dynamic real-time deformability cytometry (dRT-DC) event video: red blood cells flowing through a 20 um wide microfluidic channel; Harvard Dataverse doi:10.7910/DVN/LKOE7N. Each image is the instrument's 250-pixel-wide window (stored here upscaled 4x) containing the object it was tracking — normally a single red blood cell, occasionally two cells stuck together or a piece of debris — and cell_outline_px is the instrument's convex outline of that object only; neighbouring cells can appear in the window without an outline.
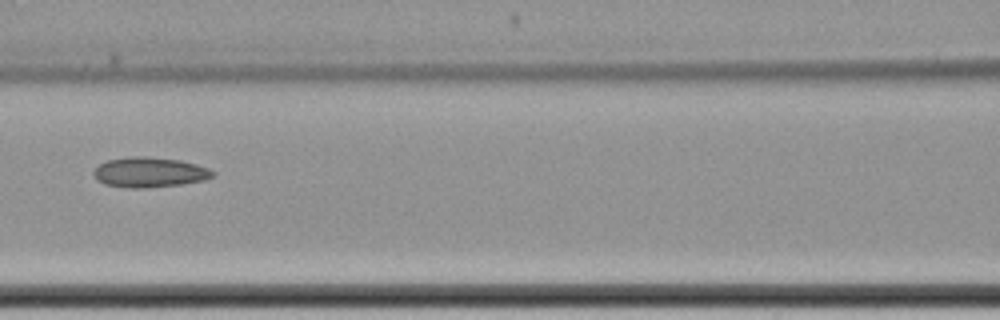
{"species": "common noctule bat (a hibernating species)", "species_latin": "Nyctalus noctula", "temperature_condition": "cold", "stored_images_in_passage": 9, "camera_frame_rate_fps": 3000, "um_per_image_px": 0.085, "animal": {"sex": "female", "body_mass_g": 22.7, "forearm_length_mm": 54.2}, "frame": {"image": 1, "passage_image": 6, "time_ms": 6.333, "image_size_px": [1000, 320], "cell_outline_px": [[216, 176], [204, 180], [180, 184], [144, 188], [128, 188], [104, 184], [96, 180], [92, 172], [100, 164], [108, 160], [132, 156], [144, 156], [180, 160], [196, 164], [208, 168], [216, 172]], "centroid_in_image_um": [12.72, 14.65], "position_along_channel_um": 153.9, "area_um2": 20.92}}
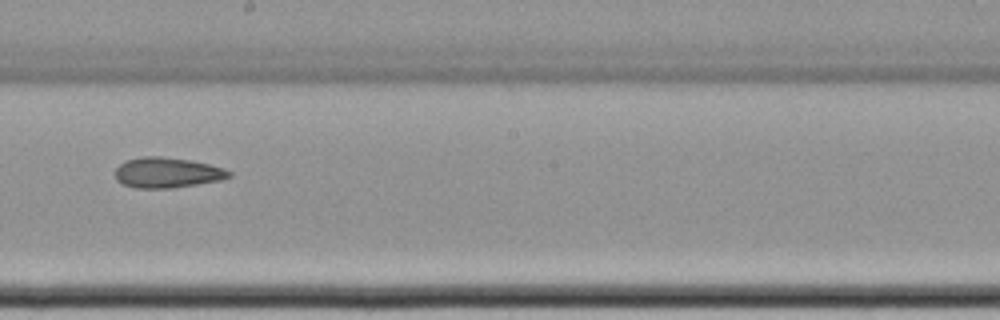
{"frame": {"image": 2, "passage_image": 8, "time_ms": 8.667, "image_size_px": [1000, 320], "cell_outline_px": [[232, 176], [220, 180], [172, 188], [136, 188], [124, 184], [116, 180], [116, 168], [120, 164], [128, 160], [144, 156], [160, 156], [192, 160], [224, 168], [232, 172]], "centroid_in_image_um": [14.23, 14.67], "position_along_channel_um": 234.0, "area_um2": 20.06}}
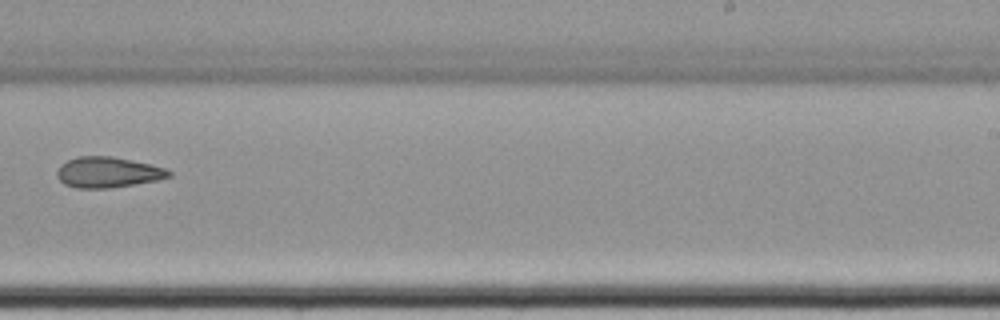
{"frame": {"image": 3, "passage_image": 9, "time_ms": 10.0, "image_size_px": [1000, 320], "cell_outline_px": [[172, 176], [156, 180], [136, 184], [108, 188], [76, 188], [64, 184], [56, 176], [56, 172], [60, 164], [76, 156], [112, 156], [152, 164], [164, 168], [172, 172]], "centroid_in_image_um": [9.15, 14.64], "position_along_channel_um": 279.9, "area_um2": 20.11}}